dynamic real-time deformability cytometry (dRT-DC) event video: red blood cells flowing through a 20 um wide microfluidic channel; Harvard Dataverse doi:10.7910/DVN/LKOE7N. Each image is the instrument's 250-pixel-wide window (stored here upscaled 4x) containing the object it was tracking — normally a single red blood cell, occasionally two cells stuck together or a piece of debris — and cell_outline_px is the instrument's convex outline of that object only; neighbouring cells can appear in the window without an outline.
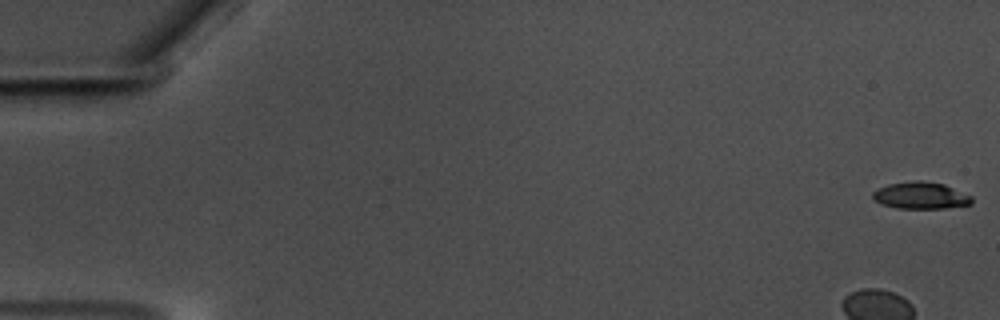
{"species": "common noctule bat (a hibernating species)", "species_latin": "Nyctalus noctula", "temperature_condition": "warm", "stored_images_in_passage": 45, "camera_frame_rate_fps": 3000, "um_per_image_px": 0.085, "animal": {"sex": "male", "body_mass_g": 17.5, "forearm_length_mm": 52.3}, "frame": {"image": 1, "passage_image": 1, "time_ms": 0.0, "image_size_px": [1000, 320], "cell_outline_px": [[972, 204], [944, 208], [896, 208], [880, 204], [872, 200], [872, 192], [888, 184], [916, 180], [920, 180], [944, 184], [972, 196]], "centroid_in_image_um": [78.23, 16.62], "position_along_channel_um": 6.8, "area_um2": 15.55}}